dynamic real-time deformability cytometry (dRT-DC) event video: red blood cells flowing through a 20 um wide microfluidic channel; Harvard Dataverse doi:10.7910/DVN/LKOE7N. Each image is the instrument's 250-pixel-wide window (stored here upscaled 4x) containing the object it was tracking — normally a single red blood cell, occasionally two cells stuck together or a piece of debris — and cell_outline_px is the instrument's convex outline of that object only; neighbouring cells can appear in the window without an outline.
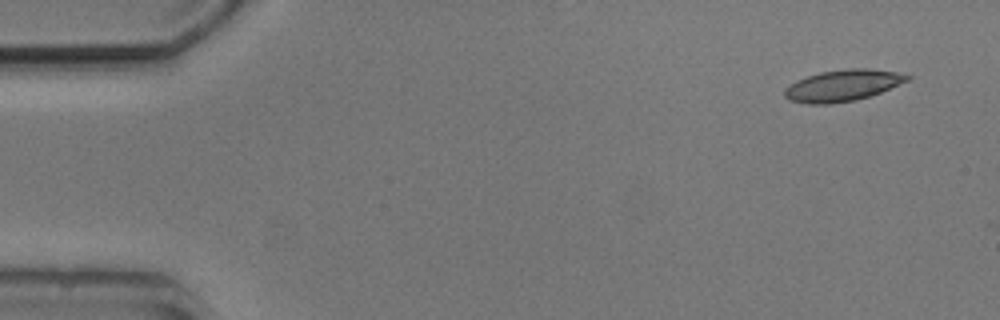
{"species": "common noctule bat (a hibernating species)", "species_latin": "Nyctalus noctula", "temperature_condition": "cold", "stored_images_in_passage": 9, "camera_frame_rate_fps": 3000, "um_per_image_px": 0.085, "animal": {"sex": "male", "body_mass_g": 20.5, "forearm_length_mm": 52.5}, "frame": {"image": 1, "passage_image": 1, "time_ms": 0.0, "image_size_px": [1000, 320], "cell_outline_px": [[912, 76], [908, 80], [880, 92], [856, 100], [828, 104], [808, 104], [788, 100], [784, 96], [784, 88], [796, 80], [820, 72], [848, 68], [868, 68], [896, 72]], "centroid_in_image_um": [71.58, 7.26], "position_along_channel_um": 13.4, "area_um2": 22.37}}
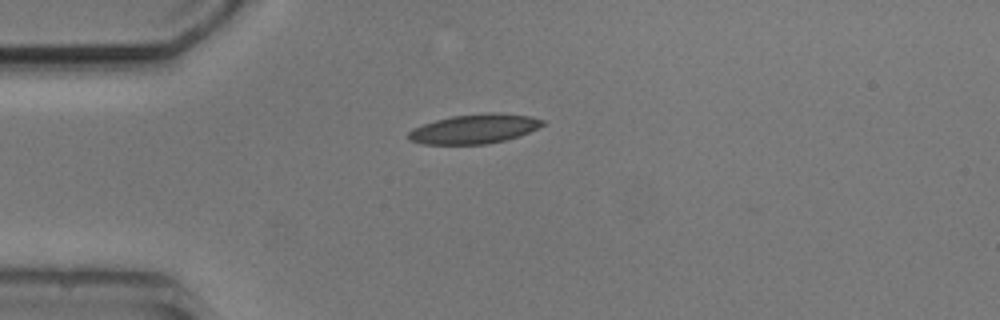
{"frame": {"image": 2, "passage_image": 3, "time_ms": 3.333, "image_size_px": [1000, 320], "cell_outline_px": [[544, 124], [528, 132], [504, 140], [488, 144], [424, 144], [408, 140], [408, 132], [412, 128], [436, 120], [452, 116], [488, 112], [500, 112], [532, 116], [544, 120]], "centroid_in_image_um": [40.31, 10.94], "position_along_channel_um": 44.7, "area_um2": 22.95}}
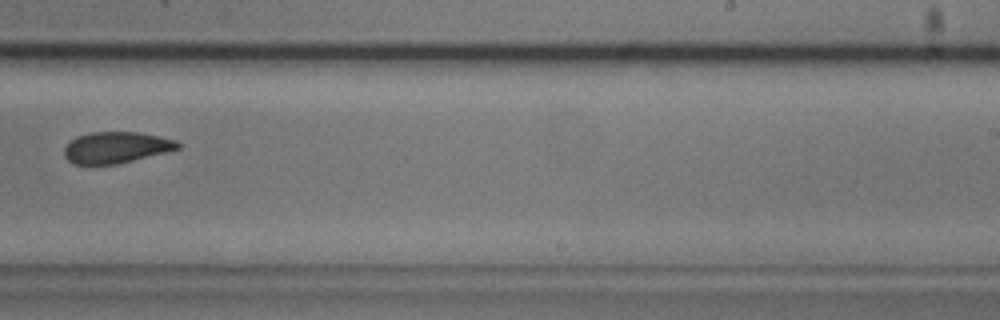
{"frame": {"image": 3, "passage_image": 9, "time_ms": 10.0, "image_size_px": [1000, 320], "cell_outline_px": [[180, 148], [168, 152], [116, 164], [72, 164], [64, 156], [64, 148], [76, 136], [88, 132], [140, 132], [176, 140], [180, 144]], "centroid_in_image_um": [9.87, 12.53], "position_along_channel_um": 279.1, "area_um2": 20.75}}